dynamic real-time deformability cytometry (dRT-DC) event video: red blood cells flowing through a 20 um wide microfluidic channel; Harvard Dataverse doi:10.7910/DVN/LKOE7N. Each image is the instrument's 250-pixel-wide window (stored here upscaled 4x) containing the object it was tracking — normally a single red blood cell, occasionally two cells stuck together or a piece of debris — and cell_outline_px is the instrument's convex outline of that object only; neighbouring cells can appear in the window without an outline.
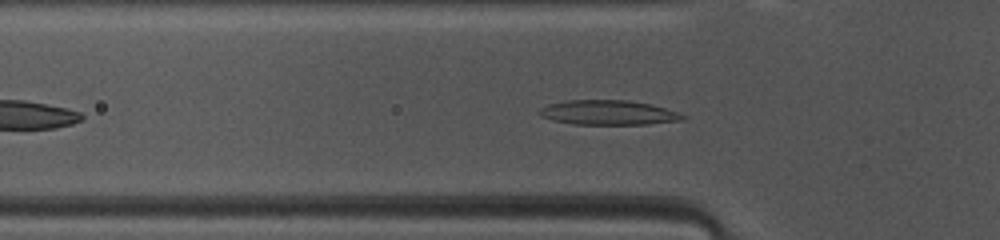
{"species": "common noctule bat (a hibernating species)", "species_latin": "Nyctalus noctula", "temperature_condition": "warm", "stored_images_in_passage": 37, "camera_frame_rate_fps": 3000, "um_per_image_px": 0.085, "animal": {"sex": "female", "body_mass_g": 10.0, "forearm_length_mm": 53.1}, "frame": {"image": 1, "passage_image": 6, "time_ms": 1.667, "image_size_px": [1000, 240], "cell_outline_px": [[688, 116], [684, 120], [648, 124], [572, 124], [552, 120], [540, 116], [536, 112], [540, 108], [548, 104], [568, 100], [628, 100], [652, 104]], "centroid_in_image_um": [51.68, 9.57], "position_along_channel_um": 74.1, "area_um2": 20.69}}
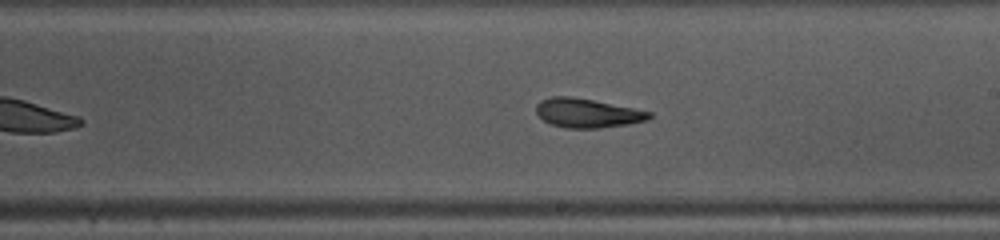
{"frame": {"image": 2, "passage_image": 18, "time_ms": 5.667, "image_size_px": [1000, 240], "cell_outline_px": [[652, 116], [648, 120], [628, 124], [600, 128], [564, 128], [548, 124], [536, 112], [536, 104], [540, 100], [552, 96], [568, 96], [592, 100], [652, 112]], "centroid_in_image_um": [49.89, 9.62], "position_along_channel_um": 239.1, "area_um2": 19.13}}
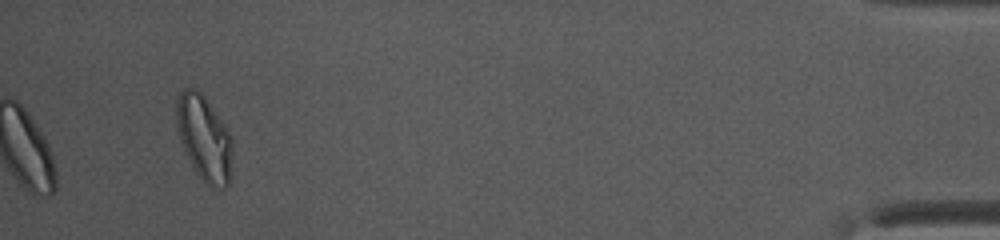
{"frame": {"image": 3, "passage_image": 37, "time_ms": 12.0, "image_size_px": [1000, 240], "cell_outline_px": [[232, 152], [228, 184], [224, 188], [216, 188], [204, 184], [196, 172], [180, 140], [176, 128], [176, 100], [180, 92], [184, 88], [196, 88], [204, 96], [224, 124], [232, 136]], "centroid_in_image_um": [17.34, 11.72], "position_along_channel_um": 417.9, "area_um2": 27.69}, "authors_computed_cell_mechanics": {"area_um2": 19.7098, "velocity_mm_per_s": 4.0945, "shape_relaxation_time_tau1_ms": 6.3496, "shape_relaxation_time_tau2_ms": 2.3197, "deformation_change_tau1": 0.2119, "deformation_change_tau2": 0.0964}}